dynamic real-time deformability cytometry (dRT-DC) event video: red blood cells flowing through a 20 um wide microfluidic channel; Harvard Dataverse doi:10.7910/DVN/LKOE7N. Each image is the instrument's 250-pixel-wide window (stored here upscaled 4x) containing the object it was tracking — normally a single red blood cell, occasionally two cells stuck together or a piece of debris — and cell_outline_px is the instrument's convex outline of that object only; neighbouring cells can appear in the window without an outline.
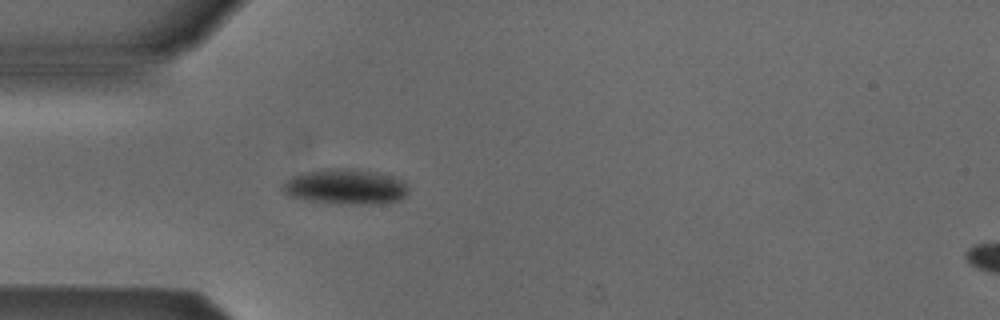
{"species": "Egyptian fruit bat (a non-hibernating species)", "species_latin": "Rousettus aegyptiacus", "temperature_condition": "cold", "stored_images_in_passage": 4, "camera_frame_rate_fps": 3000, "um_per_image_px": 0.085, "animal": {"sex": "male"}, "frame": {"image": 1, "passage_image": 4, "time_ms": 3.667, "image_size_px": [1000, 320], "cell_outline_px": [[408, 192], [400, 200], [368, 204], [336, 204], [288, 196], [280, 188], [292, 176], [304, 172], [328, 168], [352, 168], [376, 172], [392, 176], [404, 180], [408, 184]], "centroid_in_image_um": [29.39, 15.86], "position_along_channel_um": 55.6, "area_um2": 25.89}}